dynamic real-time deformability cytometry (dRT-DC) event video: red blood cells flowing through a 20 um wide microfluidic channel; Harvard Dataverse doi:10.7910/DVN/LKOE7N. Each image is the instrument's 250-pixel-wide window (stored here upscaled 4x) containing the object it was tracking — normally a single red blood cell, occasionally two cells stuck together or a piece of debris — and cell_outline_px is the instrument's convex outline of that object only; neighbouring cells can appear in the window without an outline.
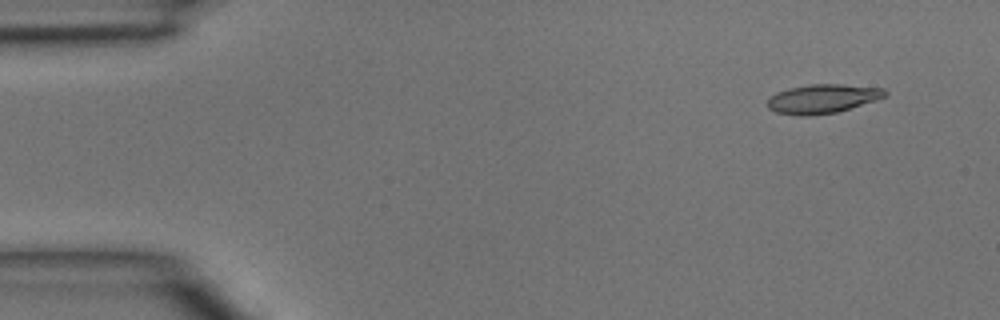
{"species": "common noctule bat (a hibernating species)", "species_latin": "Nyctalus noctula", "temperature_condition": "room temperature", "stored_images_in_passage": 44, "camera_frame_rate_fps": 3000, "um_per_image_px": 0.085, "animal": {"sex": "male", "body_mass_g": 15.6}, "frame": {"image": 1, "passage_image": 2, "time_ms": 0.333, "image_size_px": [1000, 320], "cell_outline_px": [[888, 96], [876, 100], [836, 112], [808, 116], [800, 116], [776, 112], [768, 108], [768, 100], [776, 92], [788, 88], [808, 84], [840, 84], [884, 88], [888, 92]], "centroid_in_image_um": [69.93, 8.38], "position_along_channel_um": 15.1, "area_um2": 19.88}}
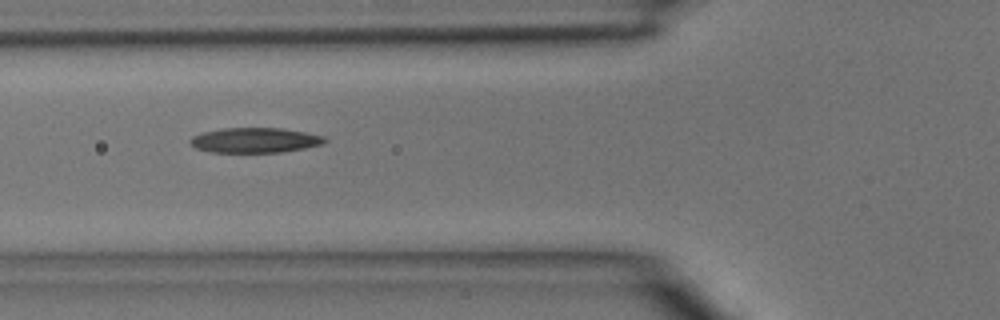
{"frame": {"image": 2, "passage_image": 15, "time_ms": 4.667, "image_size_px": [1000, 320], "cell_outline_px": [[328, 140], [324, 144], [304, 148], [280, 152], [212, 152], [196, 148], [188, 144], [188, 140], [192, 136], [204, 132], [224, 128], [280, 128], [308, 132], [324, 136]], "centroid_in_image_um": [21.68, 11.91], "position_along_channel_um": 104.1, "area_um2": 19.71}}
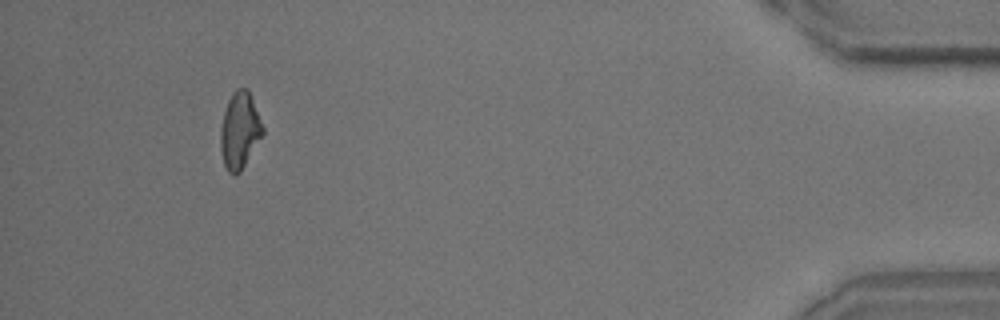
{"frame": {"image": 3, "passage_image": 41, "time_ms": 13.333, "image_size_px": [1000, 320], "cell_outline_px": [[264, 132], [240, 172], [236, 176], [232, 176], [228, 172], [224, 164], [220, 148], [220, 128], [224, 112], [228, 100], [232, 92], [236, 88], [248, 88], [264, 128]], "centroid_in_image_um": [20.36, 11.09], "position_along_channel_um": 414.8, "area_um2": 18.84}}